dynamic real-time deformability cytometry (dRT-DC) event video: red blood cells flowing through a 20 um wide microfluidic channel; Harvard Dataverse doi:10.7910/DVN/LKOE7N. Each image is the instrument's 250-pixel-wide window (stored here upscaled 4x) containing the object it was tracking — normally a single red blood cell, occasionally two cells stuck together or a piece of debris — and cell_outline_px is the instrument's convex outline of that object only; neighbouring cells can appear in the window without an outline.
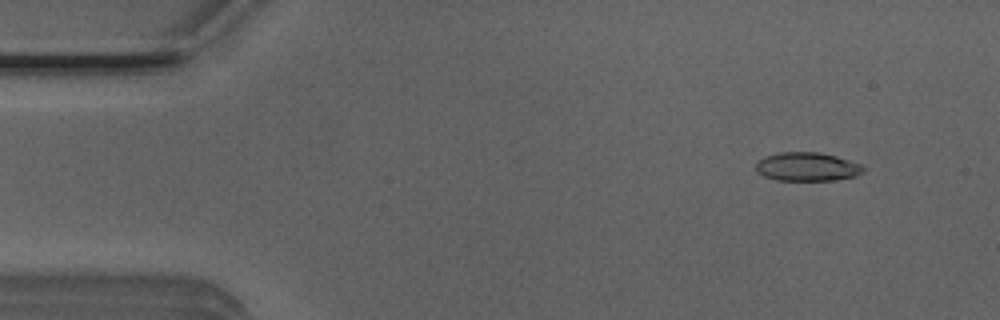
{"species": "Egyptian fruit bat (a non-hibernating species)", "species_latin": "Rousettus aegyptiacus", "temperature_condition": "room temperature", "stored_images_in_passage": 52, "camera_frame_rate_fps": 3000, "um_per_image_px": 0.085, "animal": {"sex": "male"}, "frame": {"image": 1, "passage_image": 5, "time_ms": 1.333, "image_size_px": [1000, 320], "cell_outline_px": [[868, 168], [864, 172], [856, 176], [832, 180], [776, 180], [764, 176], [756, 172], [756, 164], [764, 156], [780, 152], [816, 152], [836, 156], [860, 164]], "centroid_in_image_um": [68.62, 14.17], "position_along_channel_um": 16.4, "area_um2": 17.98}}
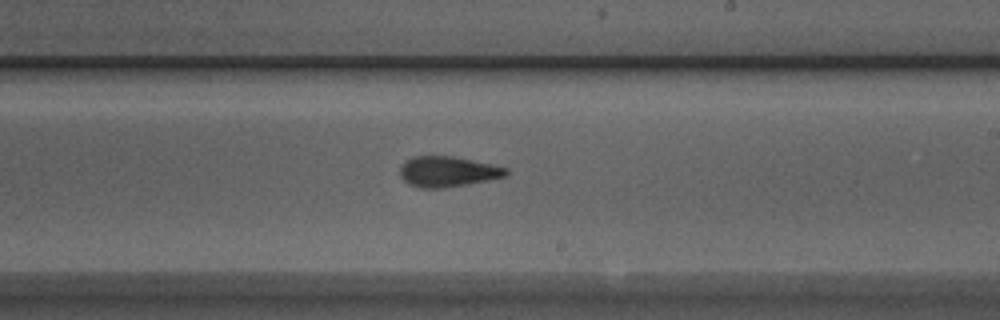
{"frame": {"image": 2, "passage_image": 30, "time_ms": 9.667, "image_size_px": [1000, 320], "cell_outline_px": [[508, 172], [504, 176], [488, 180], [468, 184], [444, 188], [420, 188], [408, 184], [400, 176], [400, 168], [404, 160], [412, 156], [452, 156], [508, 168]], "centroid_in_image_um": [37.99, 14.59], "position_along_channel_um": 251.0, "area_um2": 18.79}}
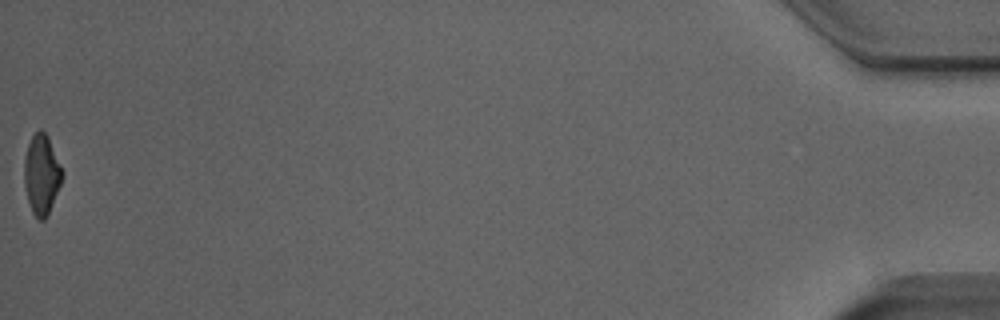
{"frame": {"image": 3, "passage_image": 52, "time_ms": 17.0, "image_size_px": [1000, 320], "cell_outline_px": [[64, 176], [48, 212], [44, 220], [40, 220], [32, 212], [28, 200], [24, 184], [24, 160], [28, 144], [32, 136], [40, 128], [48, 136], [64, 172]], "centroid_in_image_um": [3.54, 14.79], "position_along_channel_um": 431.7, "area_um2": 17.51}, "authors_computed_cell_mechanics": {"area_um2": 18.5538, "velocity_mm_per_s": 3.935, "shape_relaxation_time_tau1_ms": 7.9222, "shape_relaxation_time_tau2_ms": 3.0486, "deformation_change_tau1": 0.2133, "deformation_change_tau2": 0.1259}}